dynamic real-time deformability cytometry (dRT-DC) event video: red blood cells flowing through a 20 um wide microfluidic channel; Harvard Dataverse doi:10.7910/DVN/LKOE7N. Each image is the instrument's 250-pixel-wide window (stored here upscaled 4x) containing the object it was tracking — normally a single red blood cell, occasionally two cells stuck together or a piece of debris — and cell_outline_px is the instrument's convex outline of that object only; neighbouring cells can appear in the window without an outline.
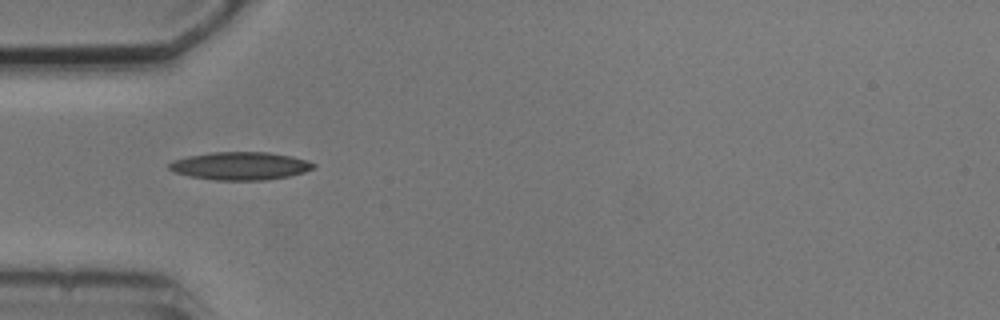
{"species": "common noctule bat (a hibernating species)", "species_latin": "Nyctalus noctula", "temperature_condition": "cold", "stored_images_in_passage": 10, "camera_frame_rate_fps": 3000, "um_per_image_px": 0.085, "animal": {"sex": "male", "body_mass_g": 20.5, "forearm_length_mm": 52.5}, "frame": {"image": 1, "passage_image": 1, "time_ms": 0.0, "image_size_px": [1000, 320], "cell_outline_px": [[316, 168], [304, 172], [288, 176], [264, 180], [216, 180], [188, 176], [176, 172], [168, 168], [168, 164], [172, 160], [188, 156], [212, 152], [268, 152], [292, 156], [316, 164]], "centroid_in_image_um": [20.41, 14.1], "position_along_channel_um": 64.6, "area_um2": 23.47}}
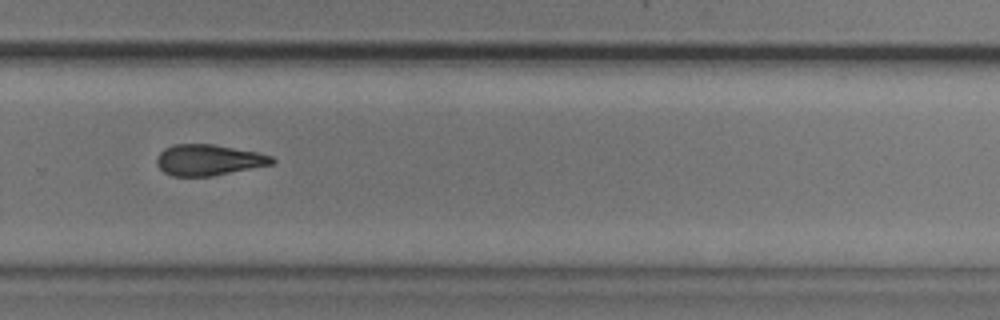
{"frame": {"image": 2, "passage_image": 7, "time_ms": 6.667, "image_size_px": [1000, 320], "cell_outline_px": [[276, 160], [272, 164], [212, 176], [172, 176], [164, 172], [156, 164], [156, 156], [164, 148], [176, 144], [212, 144], [256, 152], [272, 156]], "centroid_in_image_um": [17.69, 13.6], "position_along_channel_um": 312.1, "area_um2": 20.69}}
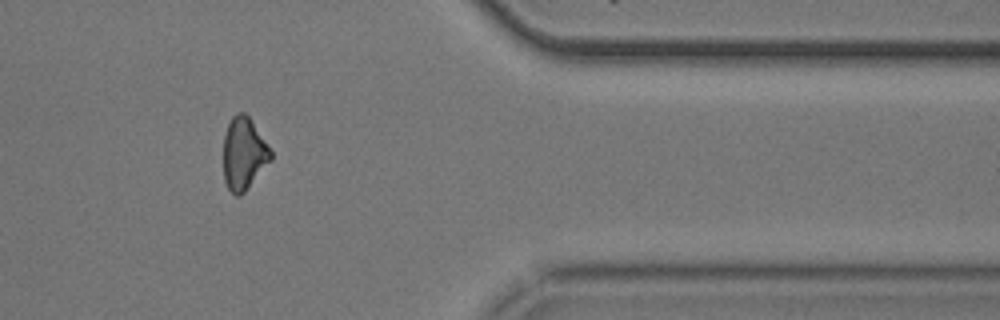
{"frame": {"image": 3, "passage_image": 9, "time_ms": 9.333, "image_size_px": [1000, 320], "cell_outline_px": [[272, 160], [244, 192], [240, 196], [236, 196], [228, 188], [224, 180], [224, 136], [228, 124], [232, 116], [236, 112], [244, 112], [252, 120], [272, 152]], "centroid_in_image_um": [20.72, 13.05], "position_along_channel_um": 390.7, "area_um2": 19.94}, "authors_computed_cell_mechanics": {"area_um2": 20.7213, "velocity_mm_per_s": 3.7107, "shape_relaxation_time_tau1_ms": 9.4598, "shape_relaxation_time_tau2_ms": null, "deformation_change_tau1": 0.1572, "deformation_change_tau2": null}}